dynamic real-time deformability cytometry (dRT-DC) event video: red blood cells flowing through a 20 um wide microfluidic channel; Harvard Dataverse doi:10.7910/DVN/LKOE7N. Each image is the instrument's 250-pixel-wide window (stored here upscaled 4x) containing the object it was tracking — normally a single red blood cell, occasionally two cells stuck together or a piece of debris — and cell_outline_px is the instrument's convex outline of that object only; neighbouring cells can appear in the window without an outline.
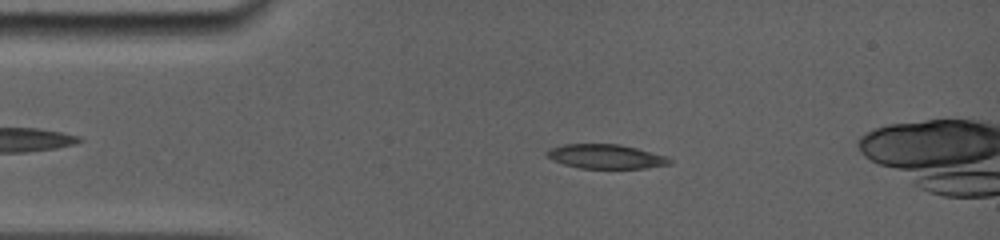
{"species": "common noctule bat (a hibernating species)", "species_latin": "Nyctalus noctula", "temperature_condition": "room temperature", "stored_images_in_passage": 5, "camera_frame_rate_fps": 5000, "um_per_image_px": 0.085, "animal": {"sex": "female", "body_mass_g": 19.0, "forearm_length_mm": 56.7}, "frame": {"image": 1, "passage_image": 2, "time_ms": 0.6, "image_size_px": [1000, 240], "cell_outline_px": [[672, 164], [644, 168], [580, 168], [564, 164], [552, 160], [544, 152], [548, 148], [564, 144], [620, 144], [668, 156], [672, 160]], "centroid_in_image_um": [51.49, 13.3], "position_along_channel_um": 33.5, "area_um2": 17.46}}
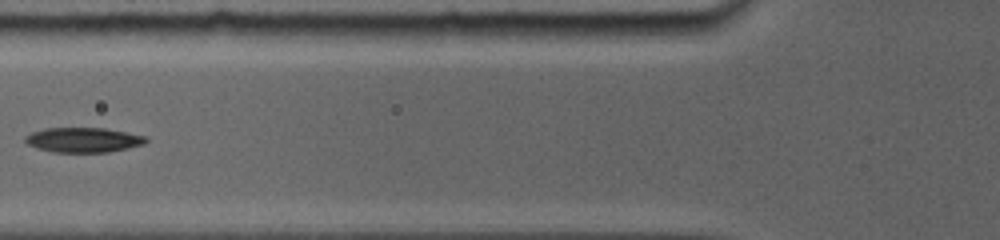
{"frame": {"image": 2, "passage_image": 5, "time_ms": 3.6, "image_size_px": [1000, 240], "cell_outline_px": [[148, 140], [144, 144], [128, 148], [108, 152], [52, 152], [36, 148], [28, 144], [24, 140], [24, 136], [32, 132], [44, 128], [104, 128], [148, 136]], "centroid_in_image_um": [7.08, 11.89], "position_along_channel_um": 118.7, "area_um2": 17.57}}